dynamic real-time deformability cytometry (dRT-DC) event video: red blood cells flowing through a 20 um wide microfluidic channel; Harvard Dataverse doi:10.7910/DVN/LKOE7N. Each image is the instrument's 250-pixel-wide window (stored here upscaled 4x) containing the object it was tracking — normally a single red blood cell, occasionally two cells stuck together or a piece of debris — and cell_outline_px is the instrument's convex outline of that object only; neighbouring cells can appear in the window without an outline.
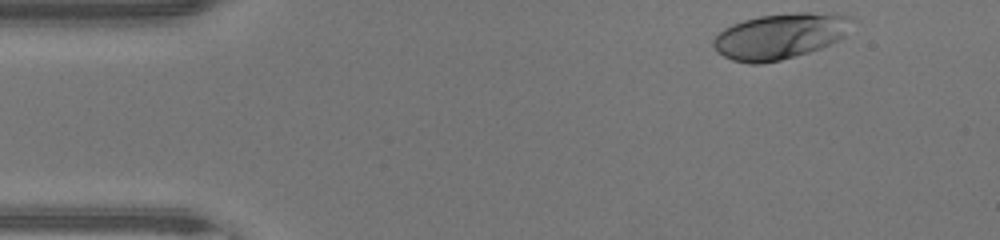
{"species": "human", "species_latin": "Homo sapiens", "temperature_condition": "warm", "stored_images_in_passage": 37, "camera_frame_rate_fps": 3000, "um_per_image_px": 0.085, "donor": {"sex": "male"}, "frame": {"image": 1, "passage_image": 1, "time_ms": 0.0, "image_size_px": [1000, 240], "cell_outline_px": [[856, 20], [844, 36], [840, 40], [832, 44], [808, 52], [780, 60], [760, 64], [748, 64], [732, 60], [724, 56], [712, 44], [712, 40], [724, 28], [732, 24], [744, 20], [760, 16], [796, 12], [836, 12], [852, 16]], "centroid_in_image_um": [66.39, 3.05], "position_along_channel_um": 18.6, "area_um2": 37.28}}
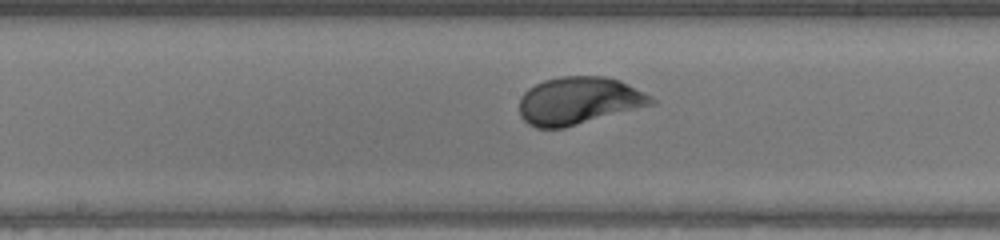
{"frame": {"image": 2, "passage_image": 20, "time_ms": 6.333, "image_size_px": [1000, 240], "cell_outline_px": [[656, 104], [564, 128], [536, 128], [528, 124], [520, 116], [520, 96], [528, 88], [544, 80], [560, 76], [604, 76], [620, 80], [652, 96], [656, 100]], "centroid_in_image_um": [49.21, 8.56], "position_along_channel_um": 199.0, "area_um2": 36.82}}
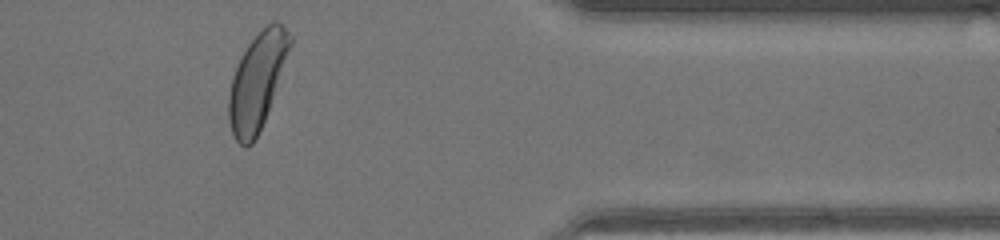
{"frame": {"image": 3, "passage_image": 35, "time_ms": 11.333, "image_size_px": [1000, 240], "cell_outline_px": [[292, 44], [268, 112], [252, 144], [244, 148], [236, 140], [232, 132], [228, 120], [228, 96], [232, 76], [240, 56], [248, 44], [260, 28], [264, 24], [272, 20], [276, 20], [284, 24], [292, 36]], "centroid_in_image_um": [21.86, 6.83], "position_along_channel_um": 389.5, "area_um2": 34.74}, "authors_computed_cell_mechanics": {"area_um2": 35.3736, "velocity_mm_per_s": 4.3124, "shape_relaxation_time_tau1_ms": 1.8284, "shape_relaxation_time_tau2_ms": null, "deformation_change_tau1": 0.164, "deformation_change_tau2": null}}